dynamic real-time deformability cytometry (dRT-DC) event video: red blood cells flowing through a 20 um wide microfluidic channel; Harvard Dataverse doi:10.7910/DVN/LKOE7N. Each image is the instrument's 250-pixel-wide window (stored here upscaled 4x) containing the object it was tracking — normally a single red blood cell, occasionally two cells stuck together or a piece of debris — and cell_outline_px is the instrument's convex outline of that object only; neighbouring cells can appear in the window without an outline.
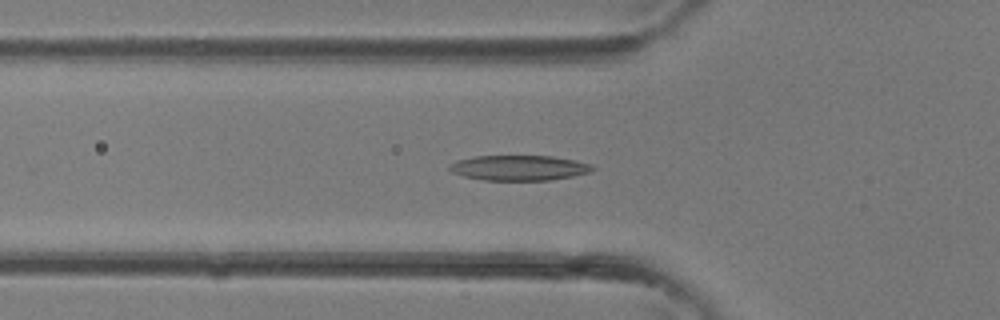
{"species": "common noctule bat (a hibernating species)", "species_latin": "Nyctalus noctula", "temperature_condition": "room temperature", "stored_images_in_passage": 32, "camera_frame_rate_fps": 3000, "um_per_image_px": 0.085, "animal": {"sex": "female"}, "frame": {"image": 1, "passage_image": 7, "time_ms": 2.0, "image_size_px": [1000, 320], "cell_outline_px": [[596, 168], [588, 172], [572, 176], [552, 180], [484, 180], [464, 176], [452, 172], [448, 168], [448, 164], [456, 160], [476, 156], [552, 156], [592, 164]], "centroid_in_image_um": [44.09, 14.26], "position_along_channel_um": 81.7, "area_um2": 20.92}}
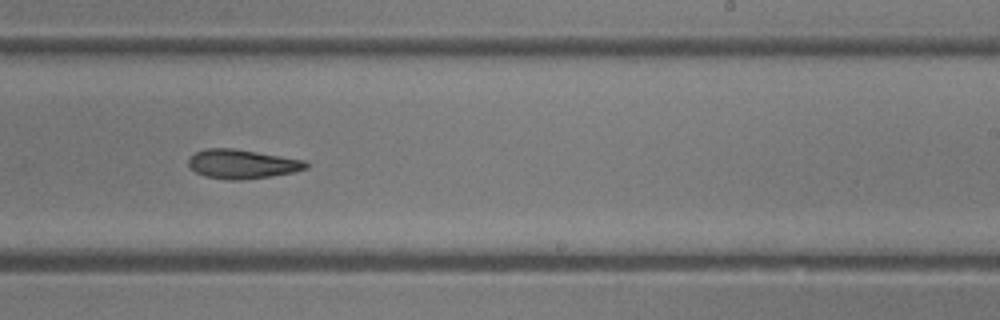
{"frame": {"image": 2, "passage_image": 17, "time_ms": 5.333, "image_size_px": [1000, 320], "cell_outline_px": [[308, 168], [292, 172], [268, 176], [240, 180], [228, 180], [204, 176], [196, 172], [188, 164], [188, 160], [196, 152], [204, 148], [232, 148], [304, 160], [308, 164]], "centroid_in_image_um": [20.55, 13.94], "position_along_channel_um": 268.5, "area_um2": 19.65}}
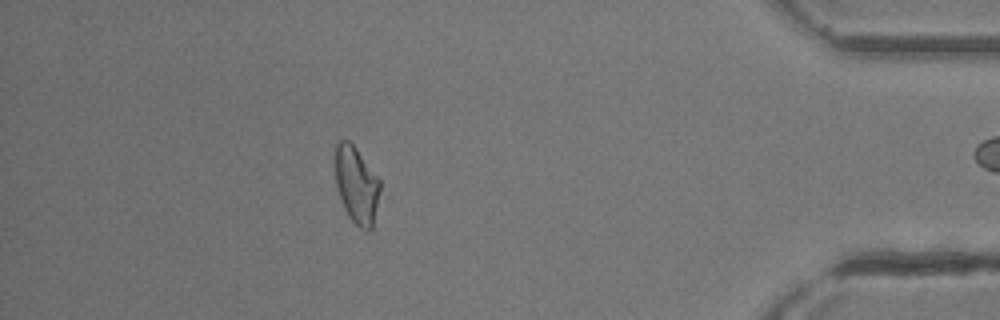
{"frame": {"image": 3, "passage_image": 27, "time_ms": 8.667, "image_size_px": [1000, 320], "cell_outline_px": [[380, 188], [372, 228], [368, 232], [360, 228], [348, 216], [340, 200], [336, 188], [336, 144], [340, 140], [348, 140], [356, 148], [380, 180]], "centroid_in_image_um": [30.29, 15.74], "position_along_channel_um": 404.9, "area_um2": 19.88}}